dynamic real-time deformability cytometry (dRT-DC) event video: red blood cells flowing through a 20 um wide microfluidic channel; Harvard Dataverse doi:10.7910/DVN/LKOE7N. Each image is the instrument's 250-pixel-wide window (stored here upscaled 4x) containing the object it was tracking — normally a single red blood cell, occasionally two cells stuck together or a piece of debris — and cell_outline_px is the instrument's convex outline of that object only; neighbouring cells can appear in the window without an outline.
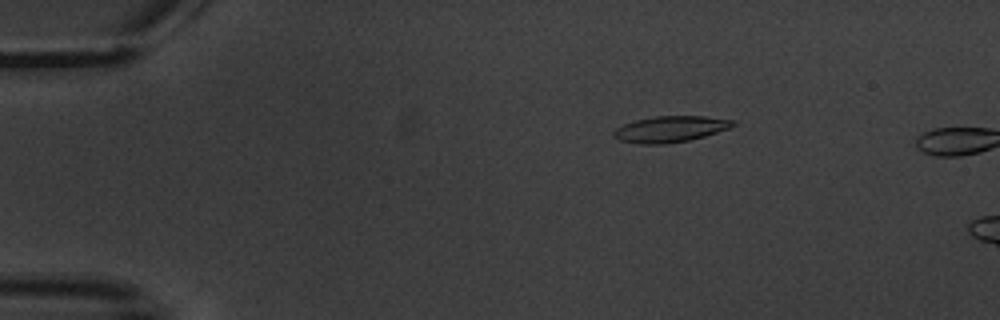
{"species": "common noctule bat (a hibernating species)", "species_latin": "Nyctalus noctula", "temperature_condition": "warm", "stored_images_in_passage": 5, "camera_frame_rate_fps": 3000, "um_per_image_px": 0.085, "animal": {"sex": "male", "body_mass_g": 20.1, "forearm_length_mm": 53.5}, "frame": {"image": 1, "passage_image": 3, "time_ms": 2.333, "image_size_px": [1000, 320], "cell_outline_px": [[736, 124], [728, 128], [704, 136], [688, 140], [664, 144], [640, 144], [620, 140], [612, 136], [612, 132], [616, 128], [624, 124], [636, 120], [656, 116], [704, 116], [736, 120]], "centroid_in_image_um": [56.96, 10.97], "position_along_channel_um": 28.0, "area_um2": 18.03}}